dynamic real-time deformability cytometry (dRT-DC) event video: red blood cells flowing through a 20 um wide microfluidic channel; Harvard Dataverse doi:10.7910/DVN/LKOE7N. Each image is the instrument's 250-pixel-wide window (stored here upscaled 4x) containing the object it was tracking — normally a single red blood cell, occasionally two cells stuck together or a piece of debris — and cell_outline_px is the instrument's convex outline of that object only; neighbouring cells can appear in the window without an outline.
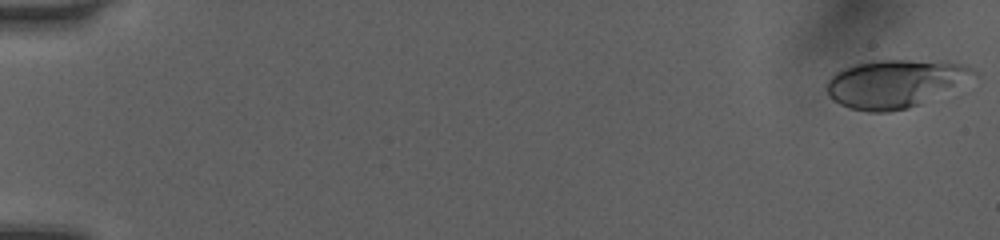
{"species": "human", "species_latin": "Homo sapiens", "temperature_condition": "room temperature", "stored_images_in_passage": 51, "camera_frame_rate_fps": 3000, "um_per_image_px": 0.085, "donor": {"sex": "female"}, "frame": {"image": 1, "passage_image": 1, "time_ms": 0.0, "image_size_px": [1000, 240], "cell_outline_px": [[980, 76], [920, 104], [908, 108], [888, 112], [868, 112], [848, 108], [832, 100], [828, 96], [824, 88], [828, 80], [840, 68], [852, 64], [876, 60], [908, 60], [968, 64], [980, 72]], "centroid_in_image_um": [76.08, 7.1], "position_along_channel_um": 8.9, "area_um2": 41.73}}
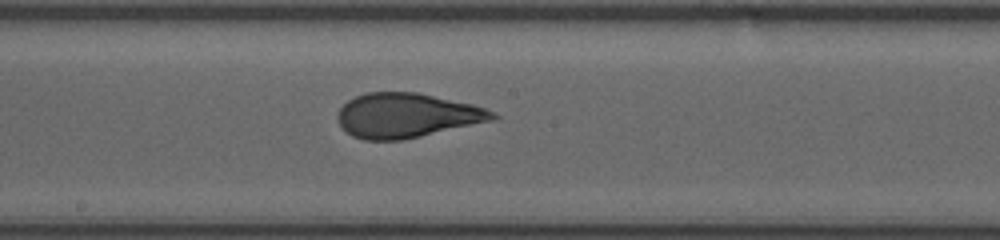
{"frame": {"image": 2, "passage_image": 29, "time_ms": 9.333, "image_size_px": [1000, 240], "cell_outline_px": [[500, 116], [496, 120], [404, 140], [364, 140], [352, 136], [340, 124], [336, 116], [340, 108], [348, 100], [356, 96], [368, 92], [416, 92], [472, 104], [496, 112]], "centroid_in_image_um": [34.61, 9.82], "position_along_channel_um": 213.6, "area_um2": 40.34}}
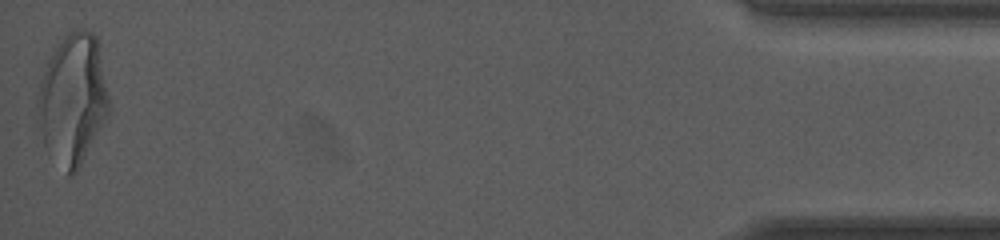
{"frame": {"image": 3, "passage_image": 51, "time_ms": 16.667, "image_size_px": [1000, 240], "cell_outline_px": [[108, 116], [76, 172], [72, 176], [68, 176], [44, 144], [36, 104], [36, 100], [40, 84], [48, 60], [52, 52], [60, 40], [64, 36], [80, 28], [84, 28], [92, 32], [96, 36], [108, 96]], "centroid_in_image_um": [6.18, 8.42], "position_along_channel_um": 429.0, "area_um2": 53.18}, "authors_computed_cell_mechanics": {"area_um2": 40.1132, "velocity_mm_per_s": 4.0608, "shape_relaxation_time_tau1_ms": 3.4176, "shape_relaxation_time_tau2_ms": 0.7076, "deformation_change_tau1": 0.1668, "deformation_change_tau2": 0.074}}